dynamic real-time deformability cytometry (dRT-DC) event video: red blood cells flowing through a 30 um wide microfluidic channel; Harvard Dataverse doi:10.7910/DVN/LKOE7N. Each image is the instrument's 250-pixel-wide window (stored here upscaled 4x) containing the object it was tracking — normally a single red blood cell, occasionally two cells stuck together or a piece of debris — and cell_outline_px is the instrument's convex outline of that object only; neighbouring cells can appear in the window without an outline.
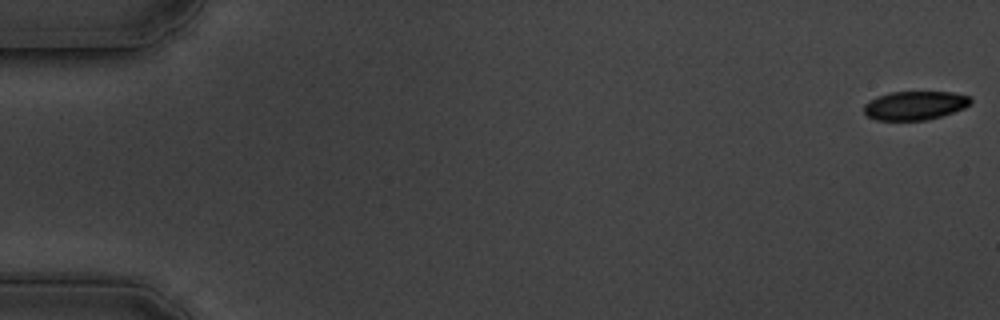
{"species": "common noctule bat (a hibernating species)", "species_latin": "Nyctalus noctula", "temperature_condition": "cold", "stored_images_in_passage": 60, "camera_frame_rate_fps": 3000, "um_per_image_px": 0.085, "animal": {"sex": "male", "body_mass_g": 19.5, "forearm_length_mm": 54.6}, "frame": {"image": 1, "passage_image": 1, "time_ms": 0.0, "image_size_px": [1000, 320], "cell_outline_px": [[972, 100], [964, 108], [940, 116], [924, 120], [876, 120], [868, 116], [864, 112], [864, 104], [868, 100], [892, 92], [952, 92], [972, 96]], "centroid_in_image_um": [77.77, 8.96], "position_along_channel_um": 7.2, "area_um2": 17.74}}
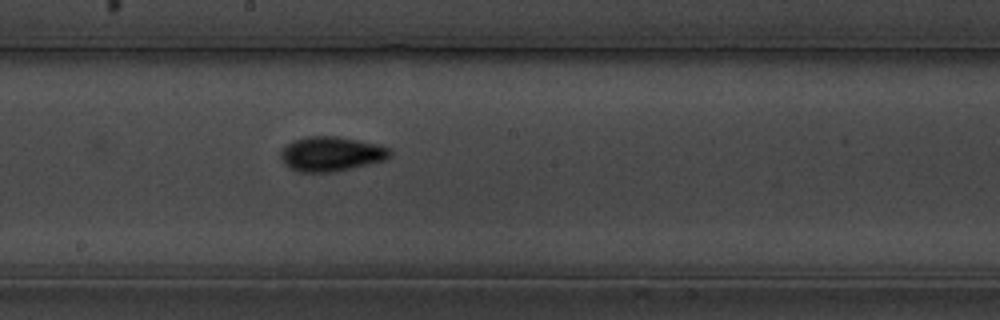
{"frame": {"image": 2, "passage_image": 33, "time_ms": 10.667, "image_size_px": [1000, 320], "cell_outline_px": [[392, 156], [384, 160], [336, 172], [296, 172], [288, 168], [284, 164], [280, 156], [280, 152], [288, 144], [296, 140], [308, 136], [336, 136], [360, 140], [392, 148]], "centroid_in_image_um": [28.17, 13.09], "position_along_channel_um": 220.0, "area_um2": 22.2}}
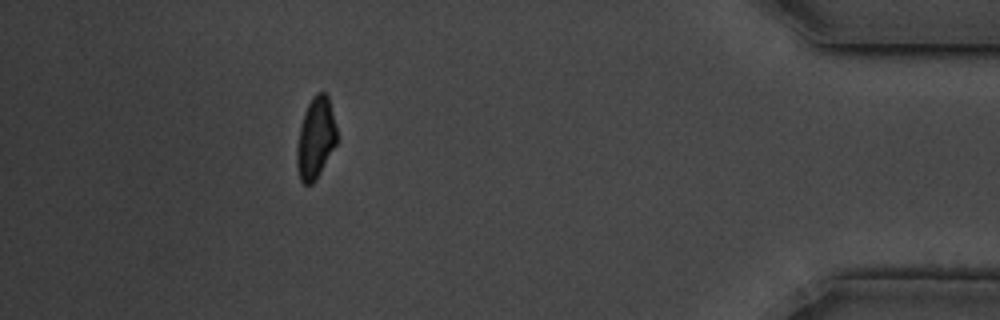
{"frame": {"image": 3, "passage_image": 54, "time_ms": 17.667, "image_size_px": [1000, 320], "cell_outline_px": [[336, 144], [316, 180], [312, 184], [304, 184], [300, 180], [296, 164], [296, 148], [300, 128], [304, 112], [308, 104], [316, 92], [324, 92], [328, 96], [336, 128]], "centroid_in_image_um": [26.81, 11.76], "position_along_channel_um": 408.4, "area_um2": 18.79}, "authors_computed_cell_mechanics": {"area_um2": 19.7965, "velocity_mm_per_s": 3.393, "shape_relaxation_time_tau1_ms": 3.4059, "shape_relaxation_time_tau2_ms": 2.0289, "deformation_change_tau1": 0.0981, "deformation_change_tau2": 0.0491}}